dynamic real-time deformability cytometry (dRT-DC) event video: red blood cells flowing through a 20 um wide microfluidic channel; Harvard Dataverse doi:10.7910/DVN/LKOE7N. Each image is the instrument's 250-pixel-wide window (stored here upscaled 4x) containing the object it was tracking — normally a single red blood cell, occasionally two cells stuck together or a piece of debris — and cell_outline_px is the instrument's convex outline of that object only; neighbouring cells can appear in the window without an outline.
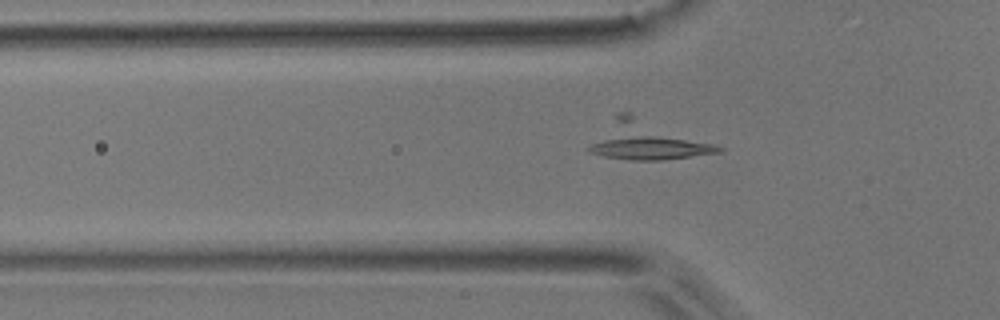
{"species": "common noctule bat (a hibernating species)", "species_latin": "Nyctalus noctula", "temperature_condition": "room temperature", "stored_images_in_passage": 54, "camera_frame_rate_fps": 3000, "um_per_image_px": 0.085, "animal": {"sex": "male", "body_mass_g": 17.9}, "frame": {"image": 1, "passage_image": 16, "time_ms": 5.0, "image_size_px": [1000, 320], "cell_outline_px": [[724, 148], [720, 152], [660, 160], [632, 160], [604, 156], [588, 152], [588, 148], [592, 144], [604, 140], [620, 136], [648, 136], [684, 140], [716, 144]], "centroid_in_image_um": [55.34, 12.59], "position_along_channel_um": 70.5, "area_um2": 16.94}}
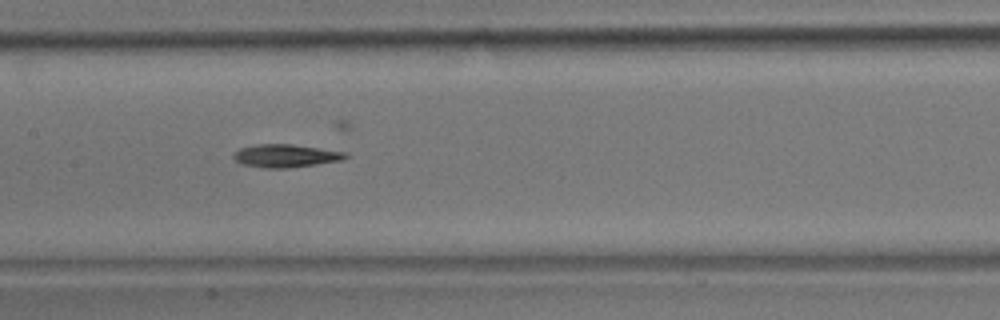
{"frame": {"image": 2, "passage_image": 25, "time_ms": 8.0, "image_size_px": [1000, 320], "cell_outline_px": [[348, 156], [344, 160], [288, 168], [264, 168], [244, 164], [236, 160], [232, 156], [232, 152], [240, 148], [256, 144], [292, 144], [348, 152]], "centroid_in_image_um": [24.3, 13.23], "position_along_channel_um": 183.1, "area_um2": 15.09}}
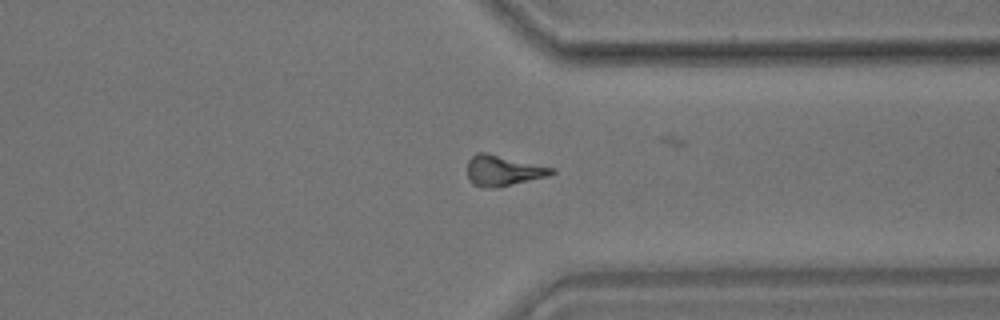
{"frame": {"image": 3, "passage_image": 40, "time_ms": 13.0, "image_size_px": [1000, 320], "cell_outline_px": [[556, 172], [548, 176], [496, 188], [484, 188], [472, 184], [468, 176], [468, 160], [476, 152], [484, 152], [556, 168]], "centroid_in_image_um": [42.77, 14.51], "position_along_channel_um": 368.6, "area_um2": 15.03}}